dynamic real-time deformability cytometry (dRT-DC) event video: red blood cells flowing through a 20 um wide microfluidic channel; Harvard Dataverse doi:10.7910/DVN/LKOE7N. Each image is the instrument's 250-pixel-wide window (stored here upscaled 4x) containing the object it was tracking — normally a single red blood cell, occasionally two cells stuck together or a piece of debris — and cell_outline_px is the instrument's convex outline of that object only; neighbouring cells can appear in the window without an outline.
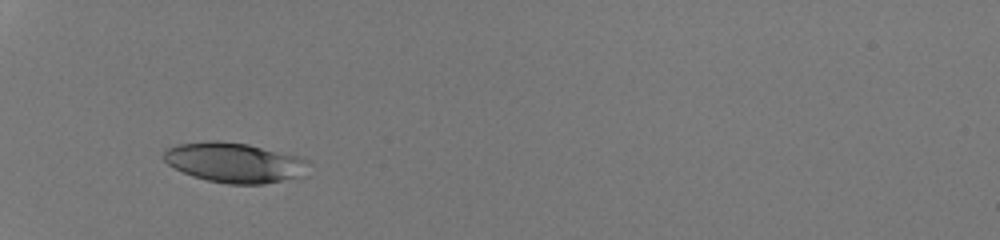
{"species": "human", "species_latin": "Homo sapiens", "temperature_condition": "room temperature", "stored_images_in_passage": 27, "camera_frame_rate_fps": 3000, "um_per_image_px": 0.085, "donor": {"sex": "male"}, "frame": {"image": 1, "passage_image": 1, "time_ms": 0.0, "image_size_px": [1000, 240], "cell_outline_px": [[308, 160], [296, 176], [264, 184], [228, 184], [208, 180], [192, 176], [168, 164], [160, 156], [168, 148], [176, 144], [212, 140], [216, 140], [248, 144], [296, 156]], "centroid_in_image_um": [19.78, 13.8], "position_along_channel_um": 65.2, "area_um2": 32.89}}
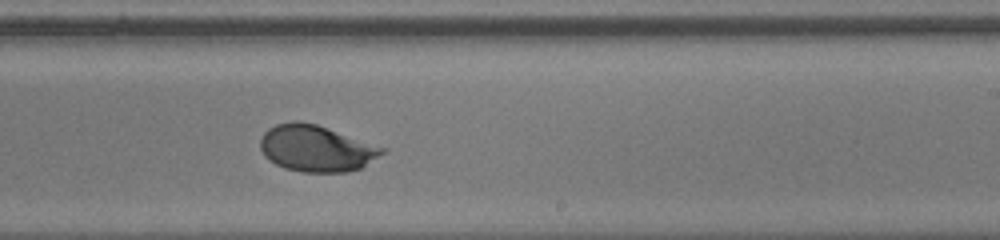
{"frame": {"image": 2, "passage_image": 16, "time_ms": 5.0, "image_size_px": [1000, 240], "cell_outline_px": [[388, 148], [384, 152], [360, 168], [348, 172], [300, 172], [284, 168], [268, 160], [264, 156], [260, 148], [260, 140], [264, 132], [268, 128], [276, 124], [292, 120], [300, 120], [316, 124]], "centroid_in_image_um": [26.85, 12.6], "position_along_channel_um": 262.1, "area_um2": 33.18}}
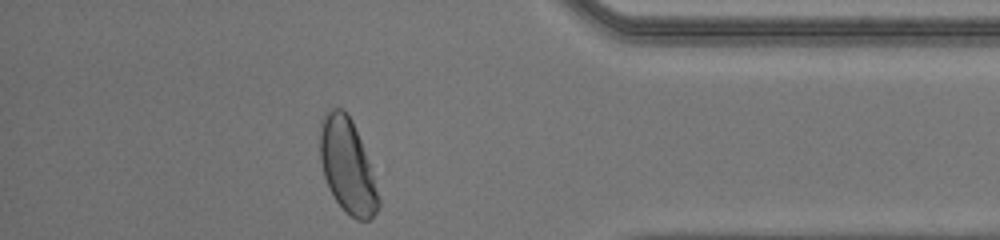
{"frame": {"image": 3, "passage_image": 27, "time_ms": 8.667, "image_size_px": [1000, 240], "cell_outline_px": [[380, 204], [376, 212], [368, 220], [356, 220], [336, 200], [324, 176], [320, 160], [320, 120], [332, 108], [340, 108], [352, 120], [368, 160], [380, 200]], "centroid_in_image_um": [29.51, 14.1], "position_along_channel_um": 405.7, "area_um2": 31.27}, "authors_computed_cell_mechanics": {"area_um2": 32.079, "velocity_mm_per_s": 4.334, "shape_relaxation_time_tau1_ms": 3.3684, "shape_relaxation_time_tau2_ms": 0.6287, "deformation_change_tau1": 0.1568, "deformation_change_tau2": 0.0346}}